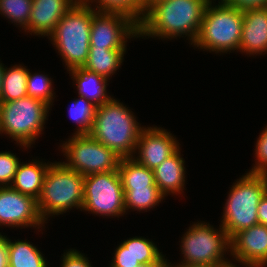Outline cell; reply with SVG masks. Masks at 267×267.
Here are the masks:
<instances>
[{"instance_id":"obj_1","label":"cell","mask_w":267,"mask_h":267,"mask_svg":"<svg viewBox=\"0 0 267 267\" xmlns=\"http://www.w3.org/2000/svg\"><path fill=\"white\" fill-rule=\"evenodd\" d=\"M210 0H162L151 6L139 25V38L173 40L187 37L193 44Z\"/></svg>"},{"instance_id":"obj_2","label":"cell","mask_w":267,"mask_h":267,"mask_svg":"<svg viewBox=\"0 0 267 267\" xmlns=\"http://www.w3.org/2000/svg\"><path fill=\"white\" fill-rule=\"evenodd\" d=\"M120 100L110 99L96 107L90 135L121 158H132L145 126Z\"/></svg>"},{"instance_id":"obj_3","label":"cell","mask_w":267,"mask_h":267,"mask_svg":"<svg viewBox=\"0 0 267 267\" xmlns=\"http://www.w3.org/2000/svg\"><path fill=\"white\" fill-rule=\"evenodd\" d=\"M207 4L195 48L215 54L239 51L243 26V9L231 6L223 0ZM213 3V4H212Z\"/></svg>"},{"instance_id":"obj_4","label":"cell","mask_w":267,"mask_h":267,"mask_svg":"<svg viewBox=\"0 0 267 267\" xmlns=\"http://www.w3.org/2000/svg\"><path fill=\"white\" fill-rule=\"evenodd\" d=\"M85 176L67 168L62 162H52L45 174L41 194L37 200L38 212L46 222L73 208L82 211Z\"/></svg>"},{"instance_id":"obj_5","label":"cell","mask_w":267,"mask_h":267,"mask_svg":"<svg viewBox=\"0 0 267 267\" xmlns=\"http://www.w3.org/2000/svg\"><path fill=\"white\" fill-rule=\"evenodd\" d=\"M92 7L78 1L47 37L67 71L83 67L89 56Z\"/></svg>"},{"instance_id":"obj_6","label":"cell","mask_w":267,"mask_h":267,"mask_svg":"<svg viewBox=\"0 0 267 267\" xmlns=\"http://www.w3.org/2000/svg\"><path fill=\"white\" fill-rule=\"evenodd\" d=\"M246 174V175H245ZM233 183L224 205L220 225L231 239L259 223L257 207L267 192V175L245 173Z\"/></svg>"},{"instance_id":"obj_7","label":"cell","mask_w":267,"mask_h":267,"mask_svg":"<svg viewBox=\"0 0 267 267\" xmlns=\"http://www.w3.org/2000/svg\"><path fill=\"white\" fill-rule=\"evenodd\" d=\"M51 107L37 98L26 96L10 102H0V134L30 149L44 131Z\"/></svg>"},{"instance_id":"obj_8","label":"cell","mask_w":267,"mask_h":267,"mask_svg":"<svg viewBox=\"0 0 267 267\" xmlns=\"http://www.w3.org/2000/svg\"><path fill=\"white\" fill-rule=\"evenodd\" d=\"M188 228L180 242L184 259L177 264L221 265L230 261L225 255L231 253L230 238L221 225L217 229L200 220Z\"/></svg>"},{"instance_id":"obj_9","label":"cell","mask_w":267,"mask_h":267,"mask_svg":"<svg viewBox=\"0 0 267 267\" xmlns=\"http://www.w3.org/2000/svg\"><path fill=\"white\" fill-rule=\"evenodd\" d=\"M60 143L66 161L62 163L83 176L118 170L121 160L113 150L101 144L90 134H72ZM62 144V145H61Z\"/></svg>"},{"instance_id":"obj_10","label":"cell","mask_w":267,"mask_h":267,"mask_svg":"<svg viewBox=\"0 0 267 267\" xmlns=\"http://www.w3.org/2000/svg\"><path fill=\"white\" fill-rule=\"evenodd\" d=\"M82 210L99 217L126 215L124 190L118 170L85 176Z\"/></svg>"},{"instance_id":"obj_11","label":"cell","mask_w":267,"mask_h":267,"mask_svg":"<svg viewBox=\"0 0 267 267\" xmlns=\"http://www.w3.org/2000/svg\"><path fill=\"white\" fill-rule=\"evenodd\" d=\"M138 37L139 25L128 15L96 11L92 7L90 47L127 49L128 40Z\"/></svg>"},{"instance_id":"obj_12","label":"cell","mask_w":267,"mask_h":267,"mask_svg":"<svg viewBox=\"0 0 267 267\" xmlns=\"http://www.w3.org/2000/svg\"><path fill=\"white\" fill-rule=\"evenodd\" d=\"M47 223L40 217L37 200L10 186L0 187V227H16V229L30 227L39 229V232Z\"/></svg>"},{"instance_id":"obj_13","label":"cell","mask_w":267,"mask_h":267,"mask_svg":"<svg viewBox=\"0 0 267 267\" xmlns=\"http://www.w3.org/2000/svg\"><path fill=\"white\" fill-rule=\"evenodd\" d=\"M160 128L154 125L143 128L132 157L137 163L151 170L180 148L176 136L165 128Z\"/></svg>"},{"instance_id":"obj_14","label":"cell","mask_w":267,"mask_h":267,"mask_svg":"<svg viewBox=\"0 0 267 267\" xmlns=\"http://www.w3.org/2000/svg\"><path fill=\"white\" fill-rule=\"evenodd\" d=\"M231 260L256 267H267V226L256 224L236 233L231 239Z\"/></svg>"},{"instance_id":"obj_15","label":"cell","mask_w":267,"mask_h":267,"mask_svg":"<svg viewBox=\"0 0 267 267\" xmlns=\"http://www.w3.org/2000/svg\"><path fill=\"white\" fill-rule=\"evenodd\" d=\"M79 0H32V10L26 33L47 37L57 26L61 18Z\"/></svg>"},{"instance_id":"obj_16","label":"cell","mask_w":267,"mask_h":267,"mask_svg":"<svg viewBox=\"0 0 267 267\" xmlns=\"http://www.w3.org/2000/svg\"><path fill=\"white\" fill-rule=\"evenodd\" d=\"M239 52L250 57L267 54V6L243 9Z\"/></svg>"},{"instance_id":"obj_17","label":"cell","mask_w":267,"mask_h":267,"mask_svg":"<svg viewBox=\"0 0 267 267\" xmlns=\"http://www.w3.org/2000/svg\"><path fill=\"white\" fill-rule=\"evenodd\" d=\"M184 163L185 160L181 155V148H179L153 170L155 184L165 197L184 193L183 190L186 185V167Z\"/></svg>"},{"instance_id":"obj_18","label":"cell","mask_w":267,"mask_h":267,"mask_svg":"<svg viewBox=\"0 0 267 267\" xmlns=\"http://www.w3.org/2000/svg\"><path fill=\"white\" fill-rule=\"evenodd\" d=\"M51 163L52 162L46 163L39 159H33L28 163L20 162L10 187L38 200L41 194L45 174Z\"/></svg>"},{"instance_id":"obj_19","label":"cell","mask_w":267,"mask_h":267,"mask_svg":"<svg viewBox=\"0 0 267 267\" xmlns=\"http://www.w3.org/2000/svg\"><path fill=\"white\" fill-rule=\"evenodd\" d=\"M68 72L73 80L72 83L77 87L78 96L86 98L96 106L113 98L112 95L107 94L108 78L90 72L83 67L71 69Z\"/></svg>"},{"instance_id":"obj_20","label":"cell","mask_w":267,"mask_h":267,"mask_svg":"<svg viewBox=\"0 0 267 267\" xmlns=\"http://www.w3.org/2000/svg\"><path fill=\"white\" fill-rule=\"evenodd\" d=\"M127 49L89 48V56L84 69L111 79L124 61Z\"/></svg>"},{"instance_id":"obj_21","label":"cell","mask_w":267,"mask_h":267,"mask_svg":"<svg viewBox=\"0 0 267 267\" xmlns=\"http://www.w3.org/2000/svg\"><path fill=\"white\" fill-rule=\"evenodd\" d=\"M8 248V267H48L44 254L29 240L11 241L3 235Z\"/></svg>"},{"instance_id":"obj_22","label":"cell","mask_w":267,"mask_h":267,"mask_svg":"<svg viewBox=\"0 0 267 267\" xmlns=\"http://www.w3.org/2000/svg\"><path fill=\"white\" fill-rule=\"evenodd\" d=\"M29 69L22 64L4 67L0 102H10L27 96Z\"/></svg>"},{"instance_id":"obj_23","label":"cell","mask_w":267,"mask_h":267,"mask_svg":"<svg viewBox=\"0 0 267 267\" xmlns=\"http://www.w3.org/2000/svg\"><path fill=\"white\" fill-rule=\"evenodd\" d=\"M118 172L123 188L157 187L153 170L140 165L133 158H121Z\"/></svg>"},{"instance_id":"obj_24","label":"cell","mask_w":267,"mask_h":267,"mask_svg":"<svg viewBox=\"0 0 267 267\" xmlns=\"http://www.w3.org/2000/svg\"><path fill=\"white\" fill-rule=\"evenodd\" d=\"M123 190L126 214L129 210L150 211L165 199L158 187L123 188Z\"/></svg>"},{"instance_id":"obj_25","label":"cell","mask_w":267,"mask_h":267,"mask_svg":"<svg viewBox=\"0 0 267 267\" xmlns=\"http://www.w3.org/2000/svg\"><path fill=\"white\" fill-rule=\"evenodd\" d=\"M101 12H119L128 15L138 24L142 20V0H79ZM95 4V5H94Z\"/></svg>"},{"instance_id":"obj_26","label":"cell","mask_w":267,"mask_h":267,"mask_svg":"<svg viewBox=\"0 0 267 267\" xmlns=\"http://www.w3.org/2000/svg\"><path fill=\"white\" fill-rule=\"evenodd\" d=\"M122 244L141 264L154 265L166 257L152 240L142 236L130 237Z\"/></svg>"},{"instance_id":"obj_27","label":"cell","mask_w":267,"mask_h":267,"mask_svg":"<svg viewBox=\"0 0 267 267\" xmlns=\"http://www.w3.org/2000/svg\"><path fill=\"white\" fill-rule=\"evenodd\" d=\"M74 99L68 110L70 118L77 125L73 134H90L93 127L96 105L82 96Z\"/></svg>"},{"instance_id":"obj_28","label":"cell","mask_w":267,"mask_h":267,"mask_svg":"<svg viewBox=\"0 0 267 267\" xmlns=\"http://www.w3.org/2000/svg\"><path fill=\"white\" fill-rule=\"evenodd\" d=\"M31 10L32 0H0V14L24 31L28 27Z\"/></svg>"},{"instance_id":"obj_29","label":"cell","mask_w":267,"mask_h":267,"mask_svg":"<svg viewBox=\"0 0 267 267\" xmlns=\"http://www.w3.org/2000/svg\"><path fill=\"white\" fill-rule=\"evenodd\" d=\"M52 85L53 80L51 77L49 78V75H45V73L41 74L40 72L33 73L30 72L29 69L27 76V96L42 100L52 107L55 98V92Z\"/></svg>"},{"instance_id":"obj_30","label":"cell","mask_w":267,"mask_h":267,"mask_svg":"<svg viewBox=\"0 0 267 267\" xmlns=\"http://www.w3.org/2000/svg\"><path fill=\"white\" fill-rule=\"evenodd\" d=\"M21 160L11 151L0 152V187L10 186Z\"/></svg>"},{"instance_id":"obj_31","label":"cell","mask_w":267,"mask_h":267,"mask_svg":"<svg viewBox=\"0 0 267 267\" xmlns=\"http://www.w3.org/2000/svg\"><path fill=\"white\" fill-rule=\"evenodd\" d=\"M254 150L255 164L248 173L267 175V126L259 134Z\"/></svg>"},{"instance_id":"obj_32","label":"cell","mask_w":267,"mask_h":267,"mask_svg":"<svg viewBox=\"0 0 267 267\" xmlns=\"http://www.w3.org/2000/svg\"><path fill=\"white\" fill-rule=\"evenodd\" d=\"M114 252L109 267H137L141 264L122 243Z\"/></svg>"},{"instance_id":"obj_33","label":"cell","mask_w":267,"mask_h":267,"mask_svg":"<svg viewBox=\"0 0 267 267\" xmlns=\"http://www.w3.org/2000/svg\"><path fill=\"white\" fill-rule=\"evenodd\" d=\"M62 255L60 267H92L88 257L76 249H68Z\"/></svg>"},{"instance_id":"obj_34","label":"cell","mask_w":267,"mask_h":267,"mask_svg":"<svg viewBox=\"0 0 267 267\" xmlns=\"http://www.w3.org/2000/svg\"><path fill=\"white\" fill-rule=\"evenodd\" d=\"M223 1L239 9L267 6V0H223Z\"/></svg>"},{"instance_id":"obj_35","label":"cell","mask_w":267,"mask_h":267,"mask_svg":"<svg viewBox=\"0 0 267 267\" xmlns=\"http://www.w3.org/2000/svg\"><path fill=\"white\" fill-rule=\"evenodd\" d=\"M258 221L259 224L267 226V192L261 198L257 207Z\"/></svg>"},{"instance_id":"obj_36","label":"cell","mask_w":267,"mask_h":267,"mask_svg":"<svg viewBox=\"0 0 267 267\" xmlns=\"http://www.w3.org/2000/svg\"><path fill=\"white\" fill-rule=\"evenodd\" d=\"M0 267H8V248L0 232Z\"/></svg>"},{"instance_id":"obj_37","label":"cell","mask_w":267,"mask_h":267,"mask_svg":"<svg viewBox=\"0 0 267 267\" xmlns=\"http://www.w3.org/2000/svg\"><path fill=\"white\" fill-rule=\"evenodd\" d=\"M162 0H142V18L144 16V13L154 4Z\"/></svg>"},{"instance_id":"obj_38","label":"cell","mask_w":267,"mask_h":267,"mask_svg":"<svg viewBox=\"0 0 267 267\" xmlns=\"http://www.w3.org/2000/svg\"><path fill=\"white\" fill-rule=\"evenodd\" d=\"M170 262L164 257L160 262L154 264V265H147V264H140L137 267H169Z\"/></svg>"},{"instance_id":"obj_39","label":"cell","mask_w":267,"mask_h":267,"mask_svg":"<svg viewBox=\"0 0 267 267\" xmlns=\"http://www.w3.org/2000/svg\"><path fill=\"white\" fill-rule=\"evenodd\" d=\"M169 267H218V265H206V264H171Z\"/></svg>"},{"instance_id":"obj_40","label":"cell","mask_w":267,"mask_h":267,"mask_svg":"<svg viewBox=\"0 0 267 267\" xmlns=\"http://www.w3.org/2000/svg\"><path fill=\"white\" fill-rule=\"evenodd\" d=\"M233 262L234 261L230 260V261H228L226 263L218 265V267H239V264L242 265V267H256V266L245 264V263H239L238 265H236L235 263L233 264Z\"/></svg>"},{"instance_id":"obj_41","label":"cell","mask_w":267,"mask_h":267,"mask_svg":"<svg viewBox=\"0 0 267 267\" xmlns=\"http://www.w3.org/2000/svg\"><path fill=\"white\" fill-rule=\"evenodd\" d=\"M4 67H5L4 64L0 62V96L2 90V78H3Z\"/></svg>"}]
</instances>
